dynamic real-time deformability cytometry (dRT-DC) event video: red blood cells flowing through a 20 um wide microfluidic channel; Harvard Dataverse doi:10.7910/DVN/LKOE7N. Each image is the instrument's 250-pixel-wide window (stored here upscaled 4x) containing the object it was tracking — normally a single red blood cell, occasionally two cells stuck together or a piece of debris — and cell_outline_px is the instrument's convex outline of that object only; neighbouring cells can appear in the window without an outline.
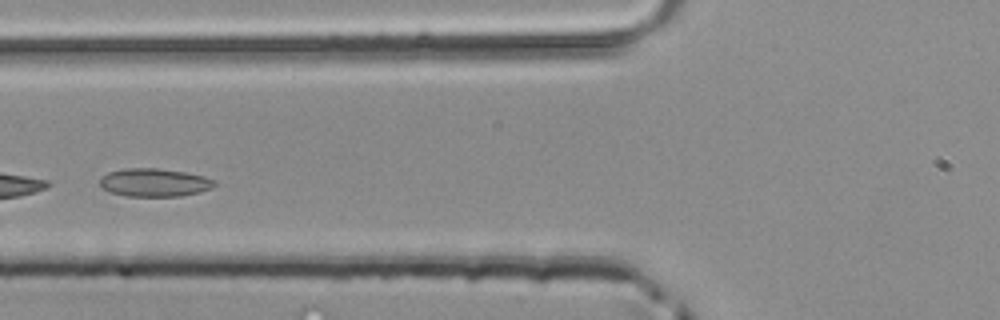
{"species": "common noctule bat (a hibernating species)", "species_latin": "Nyctalus noctula", "temperature_condition": "room temperature", "stored_images_in_passage": 35, "camera_frame_rate_fps": 3000, "um_per_image_px": 0.085, "animal": {"sex": "male", "body_mass_g": 20.4}, "frame": {"image": 1, "passage_image": 6, "time_ms": 1.667, "image_size_px": [1000, 320], "cell_outline_px": [[216, 184], [212, 188], [200, 192], [180, 196], [124, 196], [100, 188], [100, 180], [108, 172], [124, 168], [156, 168], [184, 172], [204, 176], [216, 180]], "centroid_in_image_um": [13.13, 15.51], "position_along_channel_um": 112.7, "area_um2": 18.84}}